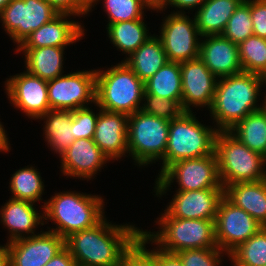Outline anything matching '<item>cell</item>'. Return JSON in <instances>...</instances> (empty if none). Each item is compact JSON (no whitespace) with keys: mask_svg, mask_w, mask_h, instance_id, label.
Segmentation results:
<instances>
[{"mask_svg":"<svg viewBox=\"0 0 266 266\" xmlns=\"http://www.w3.org/2000/svg\"><path fill=\"white\" fill-rule=\"evenodd\" d=\"M141 232L134 225H112L103 218L94 227L67 237L65 247L77 266H121L125 251Z\"/></svg>","mask_w":266,"mask_h":266,"instance_id":"obj_1","label":"cell"},{"mask_svg":"<svg viewBox=\"0 0 266 266\" xmlns=\"http://www.w3.org/2000/svg\"><path fill=\"white\" fill-rule=\"evenodd\" d=\"M263 84L262 76L249 72L219 78L209 110L216 129L229 131L248 114L263 108L257 104Z\"/></svg>","mask_w":266,"mask_h":266,"instance_id":"obj_2","label":"cell"},{"mask_svg":"<svg viewBox=\"0 0 266 266\" xmlns=\"http://www.w3.org/2000/svg\"><path fill=\"white\" fill-rule=\"evenodd\" d=\"M103 200L100 195L76 191L55 193L42 207L44 219L57 224L56 229L48 231L66 239L75 232L94 227L105 217Z\"/></svg>","mask_w":266,"mask_h":266,"instance_id":"obj_3","label":"cell"},{"mask_svg":"<svg viewBox=\"0 0 266 266\" xmlns=\"http://www.w3.org/2000/svg\"><path fill=\"white\" fill-rule=\"evenodd\" d=\"M96 72L95 106L108 112L131 115L141 109L145 83L122 61L106 71Z\"/></svg>","mask_w":266,"mask_h":266,"instance_id":"obj_4","label":"cell"},{"mask_svg":"<svg viewBox=\"0 0 266 266\" xmlns=\"http://www.w3.org/2000/svg\"><path fill=\"white\" fill-rule=\"evenodd\" d=\"M215 154L222 187L266 179V158L250 150L230 131H218Z\"/></svg>","mask_w":266,"mask_h":266,"instance_id":"obj_5","label":"cell"},{"mask_svg":"<svg viewBox=\"0 0 266 266\" xmlns=\"http://www.w3.org/2000/svg\"><path fill=\"white\" fill-rule=\"evenodd\" d=\"M157 222L159 232L142 233L162 251L176 254L185 249L218 248L215 220L174 218L164 211Z\"/></svg>","mask_w":266,"mask_h":266,"instance_id":"obj_6","label":"cell"},{"mask_svg":"<svg viewBox=\"0 0 266 266\" xmlns=\"http://www.w3.org/2000/svg\"><path fill=\"white\" fill-rule=\"evenodd\" d=\"M217 132L215 127L212 129L201 124L192 112H184L179 118L171 120L160 174L179 160L212 154Z\"/></svg>","mask_w":266,"mask_h":266,"instance_id":"obj_7","label":"cell"},{"mask_svg":"<svg viewBox=\"0 0 266 266\" xmlns=\"http://www.w3.org/2000/svg\"><path fill=\"white\" fill-rule=\"evenodd\" d=\"M170 121L146 114L141 110L128 115V153L139 166L164 157Z\"/></svg>","mask_w":266,"mask_h":266,"instance_id":"obj_8","label":"cell"},{"mask_svg":"<svg viewBox=\"0 0 266 266\" xmlns=\"http://www.w3.org/2000/svg\"><path fill=\"white\" fill-rule=\"evenodd\" d=\"M177 180L179 189L176 191H193L208 188H223L215 151L207 156L183 159L169 165L159 177L155 188L156 196L161 197L168 191L171 183Z\"/></svg>","mask_w":266,"mask_h":266,"instance_id":"obj_9","label":"cell"},{"mask_svg":"<svg viewBox=\"0 0 266 266\" xmlns=\"http://www.w3.org/2000/svg\"><path fill=\"white\" fill-rule=\"evenodd\" d=\"M50 109L71 110L96 104L95 70L76 71L47 81Z\"/></svg>","mask_w":266,"mask_h":266,"instance_id":"obj_10","label":"cell"},{"mask_svg":"<svg viewBox=\"0 0 266 266\" xmlns=\"http://www.w3.org/2000/svg\"><path fill=\"white\" fill-rule=\"evenodd\" d=\"M58 14L46 0H12L3 9L0 20L6 33L19 47L33 31Z\"/></svg>","mask_w":266,"mask_h":266,"instance_id":"obj_11","label":"cell"},{"mask_svg":"<svg viewBox=\"0 0 266 266\" xmlns=\"http://www.w3.org/2000/svg\"><path fill=\"white\" fill-rule=\"evenodd\" d=\"M201 34L195 16L171 13L164 18L159 38L162 41L168 62H184L199 57Z\"/></svg>","mask_w":266,"mask_h":266,"instance_id":"obj_12","label":"cell"},{"mask_svg":"<svg viewBox=\"0 0 266 266\" xmlns=\"http://www.w3.org/2000/svg\"><path fill=\"white\" fill-rule=\"evenodd\" d=\"M263 226L245 210L222 198L215 218V236L218 248L229 255Z\"/></svg>","mask_w":266,"mask_h":266,"instance_id":"obj_13","label":"cell"},{"mask_svg":"<svg viewBox=\"0 0 266 266\" xmlns=\"http://www.w3.org/2000/svg\"><path fill=\"white\" fill-rule=\"evenodd\" d=\"M5 84L11 104L21 109L29 118L38 119L50 110L47 80L25 71L10 76Z\"/></svg>","mask_w":266,"mask_h":266,"instance_id":"obj_14","label":"cell"},{"mask_svg":"<svg viewBox=\"0 0 266 266\" xmlns=\"http://www.w3.org/2000/svg\"><path fill=\"white\" fill-rule=\"evenodd\" d=\"M182 76L181 105L185 112H192L190 106L210 109L218 78L198 57L180 63Z\"/></svg>","mask_w":266,"mask_h":266,"instance_id":"obj_15","label":"cell"},{"mask_svg":"<svg viewBox=\"0 0 266 266\" xmlns=\"http://www.w3.org/2000/svg\"><path fill=\"white\" fill-rule=\"evenodd\" d=\"M7 243L10 266H44L65 248V239L51 231Z\"/></svg>","mask_w":266,"mask_h":266,"instance_id":"obj_16","label":"cell"},{"mask_svg":"<svg viewBox=\"0 0 266 266\" xmlns=\"http://www.w3.org/2000/svg\"><path fill=\"white\" fill-rule=\"evenodd\" d=\"M223 197L224 188L176 191L164 211L174 218L215 220Z\"/></svg>","mask_w":266,"mask_h":266,"instance_id":"obj_17","label":"cell"},{"mask_svg":"<svg viewBox=\"0 0 266 266\" xmlns=\"http://www.w3.org/2000/svg\"><path fill=\"white\" fill-rule=\"evenodd\" d=\"M60 158L63 175L88 180L110 161L93 139L84 138L74 140Z\"/></svg>","mask_w":266,"mask_h":266,"instance_id":"obj_18","label":"cell"},{"mask_svg":"<svg viewBox=\"0 0 266 266\" xmlns=\"http://www.w3.org/2000/svg\"><path fill=\"white\" fill-rule=\"evenodd\" d=\"M128 115L100 108L93 141L109 158L118 160L128 153Z\"/></svg>","mask_w":266,"mask_h":266,"instance_id":"obj_19","label":"cell"},{"mask_svg":"<svg viewBox=\"0 0 266 266\" xmlns=\"http://www.w3.org/2000/svg\"><path fill=\"white\" fill-rule=\"evenodd\" d=\"M203 38L205 39L201 40L199 58L218 79L243 72L237 44L222 35Z\"/></svg>","mask_w":266,"mask_h":266,"instance_id":"obj_20","label":"cell"},{"mask_svg":"<svg viewBox=\"0 0 266 266\" xmlns=\"http://www.w3.org/2000/svg\"><path fill=\"white\" fill-rule=\"evenodd\" d=\"M71 15L59 13L50 22L33 31L18 48L67 47L80 40L85 29L77 21L67 20Z\"/></svg>","mask_w":266,"mask_h":266,"instance_id":"obj_21","label":"cell"},{"mask_svg":"<svg viewBox=\"0 0 266 266\" xmlns=\"http://www.w3.org/2000/svg\"><path fill=\"white\" fill-rule=\"evenodd\" d=\"M33 205L34 203L32 202L11 198L2 206L0 210L1 223L9 230V233L11 232L9 242L7 241V243L25 238V236L30 237L36 235L34 234L35 228L40 224L44 225L43 213L40 215L41 213H38Z\"/></svg>","mask_w":266,"mask_h":266,"instance_id":"obj_22","label":"cell"},{"mask_svg":"<svg viewBox=\"0 0 266 266\" xmlns=\"http://www.w3.org/2000/svg\"><path fill=\"white\" fill-rule=\"evenodd\" d=\"M224 196L266 227V179L258 182L233 183L224 188Z\"/></svg>","mask_w":266,"mask_h":266,"instance_id":"obj_23","label":"cell"},{"mask_svg":"<svg viewBox=\"0 0 266 266\" xmlns=\"http://www.w3.org/2000/svg\"><path fill=\"white\" fill-rule=\"evenodd\" d=\"M65 47L17 48L25 53L26 71L44 80L54 79L63 73Z\"/></svg>","mask_w":266,"mask_h":266,"instance_id":"obj_24","label":"cell"},{"mask_svg":"<svg viewBox=\"0 0 266 266\" xmlns=\"http://www.w3.org/2000/svg\"><path fill=\"white\" fill-rule=\"evenodd\" d=\"M124 62L145 83L168 62V59L161 39L152 35Z\"/></svg>","mask_w":266,"mask_h":266,"instance_id":"obj_25","label":"cell"},{"mask_svg":"<svg viewBox=\"0 0 266 266\" xmlns=\"http://www.w3.org/2000/svg\"><path fill=\"white\" fill-rule=\"evenodd\" d=\"M242 1L206 0L194 15L201 37L221 35L228 20Z\"/></svg>","mask_w":266,"mask_h":266,"instance_id":"obj_26","label":"cell"},{"mask_svg":"<svg viewBox=\"0 0 266 266\" xmlns=\"http://www.w3.org/2000/svg\"><path fill=\"white\" fill-rule=\"evenodd\" d=\"M38 119H45L44 136L51 149L59 156L75 140L74 118L71 110L50 109Z\"/></svg>","mask_w":266,"mask_h":266,"instance_id":"obj_27","label":"cell"},{"mask_svg":"<svg viewBox=\"0 0 266 266\" xmlns=\"http://www.w3.org/2000/svg\"><path fill=\"white\" fill-rule=\"evenodd\" d=\"M146 27L143 18L121 21L107 24V33L113 45L129 57L151 37Z\"/></svg>","mask_w":266,"mask_h":266,"instance_id":"obj_28","label":"cell"},{"mask_svg":"<svg viewBox=\"0 0 266 266\" xmlns=\"http://www.w3.org/2000/svg\"><path fill=\"white\" fill-rule=\"evenodd\" d=\"M250 150L266 158V111L251 112L229 130Z\"/></svg>","mask_w":266,"mask_h":266,"instance_id":"obj_29","label":"cell"},{"mask_svg":"<svg viewBox=\"0 0 266 266\" xmlns=\"http://www.w3.org/2000/svg\"><path fill=\"white\" fill-rule=\"evenodd\" d=\"M145 92L181 104L182 76L179 62H167L145 82Z\"/></svg>","mask_w":266,"mask_h":266,"instance_id":"obj_30","label":"cell"},{"mask_svg":"<svg viewBox=\"0 0 266 266\" xmlns=\"http://www.w3.org/2000/svg\"><path fill=\"white\" fill-rule=\"evenodd\" d=\"M41 178L40 172L33 166L17 170L9 183L13 194L12 199L32 203L42 200L44 183Z\"/></svg>","mask_w":266,"mask_h":266,"instance_id":"obj_31","label":"cell"},{"mask_svg":"<svg viewBox=\"0 0 266 266\" xmlns=\"http://www.w3.org/2000/svg\"><path fill=\"white\" fill-rule=\"evenodd\" d=\"M228 257L233 266H266V227L237 246Z\"/></svg>","mask_w":266,"mask_h":266,"instance_id":"obj_32","label":"cell"},{"mask_svg":"<svg viewBox=\"0 0 266 266\" xmlns=\"http://www.w3.org/2000/svg\"><path fill=\"white\" fill-rule=\"evenodd\" d=\"M243 72L264 76L266 74V39L250 36L238 45Z\"/></svg>","mask_w":266,"mask_h":266,"instance_id":"obj_33","label":"cell"},{"mask_svg":"<svg viewBox=\"0 0 266 266\" xmlns=\"http://www.w3.org/2000/svg\"><path fill=\"white\" fill-rule=\"evenodd\" d=\"M221 35L237 45L254 35L250 0H243L239 4Z\"/></svg>","mask_w":266,"mask_h":266,"instance_id":"obj_34","label":"cell"},{"mask_svg":"<svg viewBox=\"0 0 266 266\" xmlns=\"http://www.w3.org/2000/svg\"><path fill=\"white\" fill-rule=\"evenodd\" d=\"M108 24L143 18L144 9H155L147 0H103Z\"/></svg>","mask_w":266,"mask_h":266,"instance_id":"obj_35","label":"cell"},{"mask_svg":"<svg viewBox=\"0 0 266 266\" xmlns=\"http://www.w3.org/2000/svg\"><path fill=\"white\" fill-rule=\"evenodd\" d=\"M143 101L145 102L140 109L142 112L168 121L179 118L185 112L178 101L161 98L146 92Z\"/></svg>","mask_w":266,"mask_h":266,"instance_id":"obj_36","label":"cell"},{"mask_svg":"<svg viewBox=\"0 0 266 266\" xmlns=\"http://www.w3.org/2000/svg\"><path fill=\"white\" fill-rule=\"evenodd\" d=\"M149 239L141 232L135 242L125 251L121 266H159L157 247L147 250Z\"/></svg>","mask_w":266,"mask_h":266,"instance_id":"obj_37","label":"cell"},{"mask_svg":"<svg viewBox=\"0 0 266 266\" xmlns=\"http://www.w3.org/2000/svg\"><path fill=\"white\" fill-rule=\"evenodd\" d=\"M223 252L219 248H200L185 249L176 254L183 266H219Z\"/></svg>","mask_w":266,"mask_h":266,"instance_id":"obj_38","label":"cell"},{"mask_svg":"<svg viewBox=\"0 0 266 266\" xmlns=\"http://www.w3.org/2000/svg\"><path fill=\"white\" fill-rule=\"evenodd\" d=\"M99 112L95 114L89 107L72 111L76 139H93Z\"/></svg>","mask_w":266,"mask_h":266,"instance_id":"obj_39","label":"cell"},{"mask_svg":"<svg viewBox=\"0 0 266 266\" xmlns=\"http://www.w3.org/2000/svg\"><path fill=\"white\" fill-rule=\"evenodd\" d=\"M59 13H69L72 16L86 15L94 4L100 0H46Z\"/></svg>","mask_w":266,"mask_h":266,"instance_id":"obj_40","label":"cell"},{"mask_svg":"<svg viewBox=\"0 0 266 266\" xmlns=\"http://www.w3.org/2000/svg\"><path fill=\"white\" fill-rule=\"evenodd\" d=\"M253 34L266 39V0H250Z\"/></svg>","mask_w":266,"mask_h":266,"instance_id":"obj_41","label":"cell"},{"mask_svg":"<svg viewBox=\"0 0 266 266\" xmlns=\"http://www.w3.org/2000/svg\"><path fill=\"white\" fill-rule=\"evenodd\" d=\"M205 1L206 0H166L161 7L155 8L154 11L155 10L163 11V9L167 8L166 6L171 5V7H175V8L177 7L181 10L177 12L174 11L173 13L185 14V11H182V10H190L193 8L199 9Z\"/></svg>","mask_w":266,"mask_h":266,"instance_id":"obj_42","label":"cell"},{"mask_svg":"<svg viewBox=\"0 0 266 266\" xmlns=\"http://www.w3.org/2000/svg\"><path fill=\"white\" fill-rule=\"evenodd\" d=\"M44 266H77L76 261L65 247Z\"/></svg>","mask_w":266,"mask_h":266,"instance_id":"obj_43","label":"cell"},{"mask_svg":"<svg viewBox=\"0 0 266 266\" xmlns=\"http://www.w3.org/2000/svg\"><path fill=\"white\" fill-rule=\"evenodd\" d=\"M157 260L159 266H183L177 254L168 253L157 248Z\"/></svg>","mask_w":266,"mask_h":266,"instance_id":"obj_44","label":"cell"},{"mask_svg":"<svg viewBox=\"0 0 266 266\" xmlns=\"http://www.w3.org/2000/svg\"><path fill=\"white\" fill-rule=\"evenodd\" d=\"M8 137H7V134H6V131L3 127V125L1 124L0 122V152L1 151H9L10 150V142L8 143Z\"/></svg>","mask_w":266,"mask_h":266,"instance_id":"obj_45","label":"cell"},{"mask_svg":"<svg viewBox=\"0 0 266 266\" xmlns=\"http://www.w3.org/2000/svg\"><path fill=\"white\" fill-rule=\"evenodd\" d=\"M0 266H10V253L7 243L0 246Z\"/></svg>","mask_w":266,"mask_h":266,"instance_id":"obj_46","label":"cell"},{"mask_svg":"<svg viewBox=\"0 0 266 266\" xmlns=\"http://www.w3.org/2000/svg\"><path fill=\"white\" fill-rule=\"evenodd\" d=\"M153 8L161 7L166 0H147Z\"/></svg>","mask_w":266,"mask_h":266,"instance_id":"obj_47","label":"cell"},{"mask_svg":"<svg viewBox=\"0 0 266 266\" xmlns=\"http://www.w3.org/2000/svg\"><path fill=\"white\" fill-rule=\"evenodd\" d=\"M12 0H0V15L3 9L11 2Z\"/></svg>","mask_w":266,"mask_h":266,"instance_id":"obj_48","label":"cell"},{"mask_svg":"<svg viewBox=\"0 0 266 266\" xmlns=\"http://www.w3.org/2000/svg\"><path fill=\"white\" fill-rule=\"evenodd\" d=\"M263 109L266 111V97H265V101L263 103Z\"/></svg>","mask_w":266,"mask_h":266,"instance_id":"obj_49","label":"cell"},{"mask_svg":"<svg viewBox=\"0 0 266 266\" xmlns=\"http://www.w3.org/2000/svg\"><path fill=\"white\" fill-rule=\"evenodd\" d=\"M264 84L266 85V74L263 76Z\"/></svg>","mask_w":266,"mask_h":266,"instance_id":"obj_50","label":"cell"}]
</instances>
